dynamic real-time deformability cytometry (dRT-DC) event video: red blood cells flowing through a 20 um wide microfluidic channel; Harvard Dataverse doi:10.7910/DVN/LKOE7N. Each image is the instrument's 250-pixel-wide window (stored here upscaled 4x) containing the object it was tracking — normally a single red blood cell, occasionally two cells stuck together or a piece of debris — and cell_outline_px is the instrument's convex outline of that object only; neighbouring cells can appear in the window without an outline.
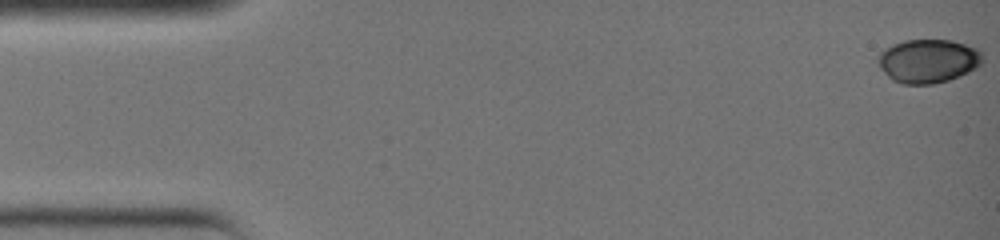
{"species": "common noctule bat (a hibernating species)", "species_latin": "Nyctalus noctula", "temperature_condition": "warm", "stored_images_in_passage": 37, "camera_frame_rate_fps": 3000, "um_per_image_px": 0.085, "animal": {"sex": "female", "body_mass_g": 19.0, "forearm_length_mm": 51.5}, "frame": {"image": 1, "passage_image": 1, "time_ms": 0.0, "image_size_px": [1000, 240], "cell_outline_px": [[984, 60], [976, 68], [960, 76], [948, 80], [932, 84], [900, 84], [892, 80], [880, 68], [876, 60], [876, 56], [884, 48], [892, 44], [904, 40], [952, 40], [976, 48], [980, 52]], "centroid_in_image_um": [78.85, 5.18], "position_along_channel_um": 6.2, "area_um2": 26.82}}
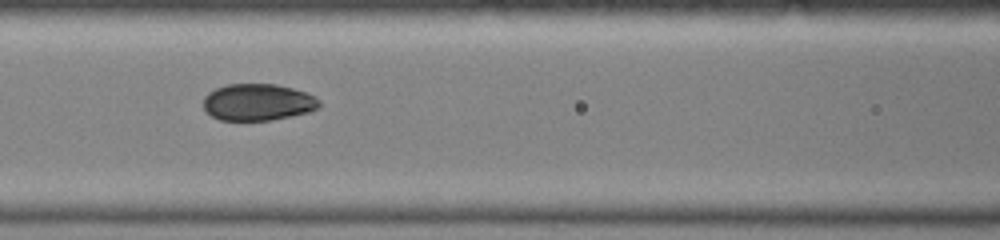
{"frame": {"image": 2, "passage_image": 17, "time_ms": 5.333, "image_size_px": [1000, 240], "cell_outline_px": [[320, 104], [316, 108], [308, 112], [272, 120], [220, 120], [212, 116], [204, 108], [204, 96], [208, 92], [216, 88], [228, 84], [276, 84], [292, 88], [304, 92], [320, 100]], "centroid_in_image_um": [21.89, 8.68], "position_along_channel_um": 144.7, "area_um2": 24.62}}
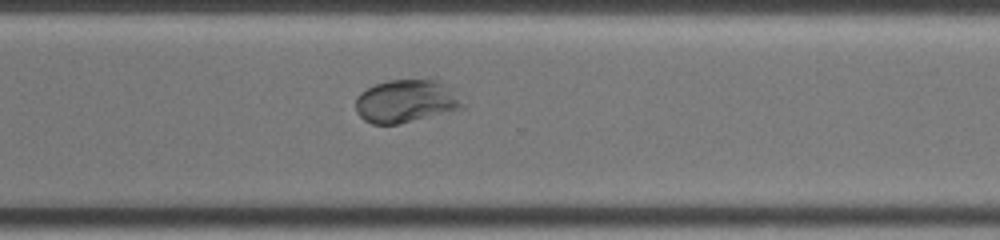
{"frame": {"image": 3, "passage_image": 28, "time_ms": 9.0, "image_size_px": [1000, 240], "cell_outline_px": [[468, 104], [460, 108], [396, 124], [372, 124], [364, 120], [356, 112], [356, 96], [360, 92], [376, 84], [388, 80], [436, 80], [448, 84]], "centroid_in_image_um": [34.52, 8.58], "position_along_channel_um": 336.1, "area_um2": 26.59}}